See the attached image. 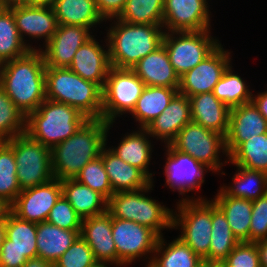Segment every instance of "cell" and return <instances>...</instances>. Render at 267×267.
<instances>
[{"label": "cell", "mask_w": 267, "mask_h": 267, "mask_svg": "<svg viewBox=\"0 0 267 267\" xmlns=\"http://www.w3.org/2000/svg\"><path fill=\"white\" fill-rule=\"evenodd\" d=\"M45 69L41 48L4 62L0 69V87L25 117L46 99Z\"/></svg>", "instance_id": "obj_1"}, {"label": "cell", "mask_w": 267, "mask_h": 267, "mask_svg": "<svg viewBox=\"0 0 267 267\" xmlns=\"http://www.w3.org/2000/svg\"><path fill=\"white\" fill-rule=\"evenodd\" d=\"M113 123L88 119L74 135L51 149L52 172L59 180L73 179L82 168L101 155Z\"/></svg>", "instance_id": "obj_2"}, {"label": "cell", "mask_w": 267, "mask_h": 267, "mask_svg": "<svg viewBox=\"0 0 267 267\" xmlns=\"http://www.w3.org/2000/svg\"><path fill=\"white\" fill-rule=\"evenodd\" d=\"M112 24L105 39L112 67L131 69L162 45V25L129 24L117 18Z\"/></svg>", "instance_id": "obj_3"}, {"label": "cell", "mask_w": 267, "mask_h": 267, "mask_svg": "<svg viewBox=\"0 0 267 267\" xmlns=\"http://www.w3.org/2000/svg\"><path fill=\"white\" fill-rule=\"evenodd\" d=\"M46 99L77 108L88 119H102V88L69 68L45 69Z\"/></svg>", "instance_id": "obj_4"}, {"label": "cell", "mask_w": 267, "mask_h": 267, "mask_svg": "<svg viewBox=\"0 0 267 267\" xmlns=\"http://www.w3.org/2000/svg\"><path fill=\"white\" fill-rule=\"evenodd\" d=\"M87 120L77 108L45 99L26 117L25 133L34 141L52 149L74 135Z\"/></svg>", "instance_id": "obj_5"}, {"label": "cell", "mask_w": 267, "mask_h": 267, "mask_svg": "<svg viewBox=\"0 0 267 267\" xmlns=\"http://www.w3.org/2000/svg\"><path fill=\"white\" fill-rule=\"evenodd\" d=\"M153 182L137 191L117 192L109 199L107 212L111 217L134 221L147 226L159 237L163 235L161 230L173 229V211L159 204L158 200L145 196V193L153 190Z\"/></svg>", "instance_id": "obj_6"}, {"label": "cell", "mask_w": 267, "mask_h": 267, "mask_svg": "<svg viewBox=\"0 0 267 267\" xmlns=\"http://www.w3.org/2000/svg\"><path fill=\"white\" fill-rule=\"evenodd\" d=\"M177 211L173 212V228L181 226L179 238L203 260L211 242V201L202 197L182 198L177 203Z\"/></svg>", "instance_id": "obj_7"}, {"label": "cell", "mask_w": 267, "mask_h": 267, "mask_svg": "<svg viewBox=\"0 0 267 267\" xmlns=\"http://www.w3.org/2000/svg\"><path fill=\"white\" fill-rule=\"evenodd\" d=\"M144 87L132 69L111 66L102 88V119L114 123L120 115L131 113Z\"/></svg>", "instance_id": "obj_8"}, {"label": "cell", "mask_w": 267, "mask_h": 267, "mask_svg": "<svg viewBox=\"0 0 267 267\" xmlns=\"http://www.w3.org/2000/svg\"><path fill=\"white\" fill-rule=\"evenodd\" d=\"M18 184L22 190L45 184L54 178L51 149L26 133L13 137Z\"/></svg>", "instance_id": "obj_9"}, {"label": "cell", "mask_w": 267, "mask_h": 267, "mask_svg": "<svg viewBox=\"0 0 267 267\" xmlns=\"http://www.w3.org/2000/svg\"><path fill=\"white\" fill-rule=\"evenodd\" d=\"M210 29L195 32H164L162 45L179 77L198 65L220 43Z\"/></svg>", "instance_id": "obj_10"}, {"label": "cell", "mask_w": 267, "mask_h": 267, "mask_svg": "<svg viewBox=\"0 0 267 267\" xmlns=\"http://www.w3.org/2000/svg\"><path fill=\"white\" fill-rule=\"evenodd\" d=\"M169 145L204 164L209 171L217 173L223 166L219 158L220 150L228 157L225 137L193 121L186 124Z\"/></svg>", "instance_id": "obj_11"}, {"label": "cell", "mask_w": 267, "mask_h": 267, "mask_svg": "<svg viewBox=\"0 0 267 267\" xmlns=\"http://www.w3.org/2000/svg\"><path fill=\"white\" fill-rule=\"evenodd\" d=\"M6 238L0 250V267H23L37 257V224L22 220L8 210L4 216Z\"/></svg>", "instance_id": "obj_12"}, {"label": "cell", "mask_w": 267, "mask_h": 267, "mask_svg": "<svg viewBox=\"0 0 267 267\" xmlns=\"http://www.w3.org/2000/svg\"><path fill=\"white\" fill-rule=\"evenodd\" d=\"M112 236L117 251V266L132 264L154 253L159 236L134 221L112 217Z\"/></svg>", "instance_id": "obj_13"}, {"label": "cell", "mask_w": 267, "mask_h": 267, "mask_svg": "<svg viewBox=\"0 0 267 267\" xmlns=\"http://www.w3.org/2000/svg\"><path fill=\"white\" fill-rule=\"evenodd\" d=\"M232 56L220 44L198 65L180 77L179 93L188 98L212 92L230 65Z\"/></svg>", "instance_id": "obj_14"}, {"label": "cell", "mask_w": 267, "mask_h": 267, "mask_svg": "<svg viewBox=\"0 0 267 267\" xmlns=\"http://www.w3.org/2000/svg\"><path fill=\"white\" fill-rule=\"evenodd\" d=\"M61 195V180L53 178L45 184L22 190L9 210L22 220L38 224L46 221Z\"/></svg>", "instance_id": "obj_15"}, {"label": "cell", "mask_w": 267, "mask_h": 267, "mask_svg": "<svg viewBox=\"0 0 267 267\" xmlns=\"http://www.w3.org/2000/svg\"><path fill=\"white\" fill-rule=\"evenodd\" d=\"M208 8L207 0H164V32H195L211 29L209 17L211 14Z\"/></svg>", "instance_id": "obj_16"}, {"label": "cell", "mask_w": 267, "mask_h": 267, "mask_svg": "<svg viewBox=\"0 0 267 267\" xmlns=\"http://www.w3.org/2000/svg\"><path fill=\"white\" fill-rule=\"evenodd\" d=\"M167 161L164 166L166 186L173 191L177 190L180 195L201 188L204 183V173L208 167L196 161L188 154L177 151L169 144L165 146Z\"/></svg>", "instance_id": "obj_17"}, {"label": "cell", "mask_w": 267, "mask_h": 267, "mask_svg": "<svg viewBox=\"0 0 267 267\" xmlns=\"http://www.w3.org/2000/svg\"><path fill=\"white\" fill-rule=\"evenodd\" d=\"M90 28L59 24L52 38L41 49L45 65L54 68H69L74 55L84 43L93 37Z\"/></svg>", "instance_id": "obj_18"}, {"label": "cell", "mask_w": 267, "mask_h": 267, "mask_svg": "<svg viewBox=\"0 0 267 267\" xmlns=\"http://www.w3.org/2000/svg\"><path fill=\"white\" fill-rule=\"evenodd\" d=\"M80 236L91 248L95 260L101 264L117 267V251L112 236V217L103 214L82 219Z\"/></svg>", "instance_id": "obj_19"}, {"label": "cell", "mask_w": 267, "mask_h": 267, "mask_svg": "<svg viewBox=\"0 0 267 267\" xmlns=\"http://www.w3.org/2000/svg\"><path fill=\"white\" fill-rule=\"evenodd\" d=\"M15 23L23 41L24 35L32 39H43L45 44L52 38L58 27V21L52 7L28 6L22 3L13 4Z\"/></svg>", "instance_id": "obj_20"}, {"label": "cell", "mask_w": 267, "mask_h": 267, "mask_svg": "<svg viewBox=\"0 0 267 267\" xmlns=\"http://www.w3.org/2000/svg\"><path fill=\"white\" fill-rule=\"evenodd\" d=\"M267 133V120L252 102L230 108L229 128L225 136L227 155L250 137Z\"/></svg>", "instance_id": "obj_21"}, {"label": "cell", "mask_w": 267, "mask_h": 267, "mask_svg": "<svg viewBox=\"0 0 267 267\" xmlns=\"http://www.w3.org/2000/svg\"><path fill=\"white\" fill-rule=\"evenodd\" d=\"M106 49L93 36L79 47L69 69L84 80L94 82L103 88L111 67L109 51Z\"/></svg>", "instance_id": "obj_22"}, {"label": "cell", "mask_w": 267, "mask_h": 267, "mask_svg": "<svg viewBox=\"0 0 267 267\" xmlns=\"http://www.w3.org/2000/svg\"><path fill=\"white\" fill-rule=\"evenodd\" d=\"M191 121L190 99L178 92L163 112L146 127V130L151 137L161 139L164 144H170L177 133Z\"/></svg>", "instance_id": "obj_23"}, {"label": "cell", "mask_w": 267, "mask_h": 267, "mask_svg": "<svg viewBox=\"0 0 267 267\" xmlns=\"http://www.w3.org/2000/svg\"><path fill=\"white\" fill-rule=\"evenodd\" d=\"M131 69L144 82L145 86L179 89L180 77L170 63L168 53L163 45L139 60Z\"/></svg>", "instance_id": "obj_24"}, {"label": "cell", "mask_w": 267, "mask_h": 267, "mask_svg": "<svg viewBox=\"0 0 267 267\" xmlns=\"http://www.w3.org/2000/svg\"><path fill=\"white\" fill-rule=\"evenodd\" d=\"M100 156L114 193L137 191L154 182L142 170L124 162L106 146Z\"/></svg>", "instance_id": "obj_25"}, {"label": "cell", "mask_w": 267, "mask_h": 267, "mask_svg": "<svg viewBox=\"0 0 267 267\" xmlns=\"http://www.w3.org/2000/svg\"><path fill=\"white\" fill-rule=\"evenodd\" d=\"M189 99L192 121L225 137L229 128L230 108L212 92L193 95Z\"/></svg>", "instance_id": "obj_26"}, {"label": "cell", "mask_w": 267, "mask_h": 267, "mask_svg": "<svg viewBox=\"0 0 267 267\" xmlns=\"http://www.w3.org/2000/svg\"><path fill=\"white\" fill-rule=\"evenodd\" d=\"M81 230H65L48 221L37 224V257L54 264L80 236Z\"/></svg>", "instance_id": "obj_27"}, {"label": "cell", "mask_w": 267, "mask_h": 267, "mask_svg": "<svg viewBox=\"0 0 267 267\" xmlns=\"http://www.w3.org/2000/svg\"><path fill=\"white\" fill-rule=\"evenodd\" d=\"M62 195L82 218L103 214L108 200L100 193L78 182L75 178L61 180Z\"/></svg>", "instance_id": "obj_28"}, {"label": "cell", "mask_w": 267, "mask_h": 267, "mask_svg": "<svg viewBox=\"0 0 267 267\" xmlns=\"http://www.w3.org/2000/svg\"><path fill=\"white\" fill-rule=\"evenodd\" d=\"M139 130L127 133L117 147L109 149L124 162L142 170L153 181V173L148 169L153 152L151 140H148L151 136L146 129L139 128Z\"/></svg>", "instance_id": "obj_29"}, {"label": "cell", "mask_w": 267, "mask_h": 267, "mask_svg": "<svg viewBox=\"0 0 267 267\" xmlns=\"http://www.w3.org/2000/svg\"><path fill=\"white\" fill-rule=\"evenodd\" d=\"M224 213L230 229L239 242H249L252 201L226 195L221 189L213 199Z\"/></svg>", "instance_id": "obj_30"}, {"label": "cell", "mask_w": 267, "mask_h": 267, "mask_svg": "<svg viewBox=\"0 0 267 267\" xmlns=\"http://www.w3.org/2000/svg\"><path fill=\"white\" fill-rule=\"evenodd\" d=\"M164 236L158 238L154 255L147 267H199L202 259L179 237L166 243ZM156 253V255H155ZM161 254V255H160Z\"/></svg>", "instance_id": "obj_31"}, {"label": "cell", "mask_w": 267, "mask_h": 267, "mask_svg": "<svg viewBox=\"0 0 267 267\" xmlns=\"http://www.w3.org/2000/svg\"><path fill=\"white\" fill-rule=\"evenodd\" d=\"M179 91L176 88L145 86L135 108L130 113L140 128L146 127L169 105Z\"/></svg>", "instance_id": "obj_32"}, {"label": "cell", "mask_w": 267, "mask_h": 267, "mask_svg": "<svg viewBox=\"0 0 267 267\" xmlns=\"http://www.w3.org/2000/svg\"><path fill=\"white\" fill-rule=\"evenodd\" d=\"M53 10L58 24L96 27L103 22L95 0H55Z\"/></svg>", "instance_id": "obj_33"}, {"label": "cell", "mask_w": 267, "mask_h": 267, "mask_svg": "<svg viewBox=\"0 0 267 267\" xmlns=\"http://www.w3.org/2000/svg\"><path fill=\"white\" fill-rule=\"evenodd\" d=\"M211 242L203 260L224 261L239 243L222 210L211 199Z\"/></svg>", "instance_id": "obj_34"}, {"label": "cell", "mask_w": 267, "mask_h": 267, "mask_svg": "<svg viewBox=\"0 0 267 267\" xmlns=\"http://www.w3.org/2000/svg\"><path fill=\"white\" fill-rule=\"evenodd\" d=\"M227 160L242 168L267 173V133L255 135L240 143Z\"/></svg>", "instance_id": "obj_35"}, {"label": "cell", "mask_w": 267, "mask_h": 267, "mask_svg": "<svg viewBox=\"0 0 267 267\" xmlns=\"http://www.w3.org/2000/svg\"><path fill=\"white\" fill-rule=\"evenodd\" d=\"M237 168L232 178L233 186L220 188L226 195L254 201L267 193V173L240 166Z\"/></svg>", "instance_id": "obj_36"}, {"label": "cell", "mask_w": 267, "mask_h": 267, "mask_svg": "<svg viewBox=\"0 0 267 267\" xmlns=\"http://www.w3.org/2000/svg\"><path fill=\"white\" fill-rule=\"evenodd\" d=\"M35 48L21 38L12 10H0V61L4 63L16 59Z\"/></svg>", "instance_id": "obj_37"}, {"label": "cell", "mask_w": 267, "mask_h": 267, "mask_svg": "<svg viewBox=\"0 0 267 267\" xmlns=\"http://www.w3.org/2000/svg\"><path fill=\"white\" fill-rule=\"evenodd\" d=\"M13 138L0 141V200L10 207L21 192L16 174Z\"/></svg>", "instance_id": "obj_38"}, {"label": "cell", "mask_w": 267, "mask_h": 267, "mask_svg": "<svg viewBox=\"0 0 267 267\" xmlns=\"http://www.w3.org/2000/svg\"><path fill=\"white\" fill-rule=\"evenodd\" d=\"M233 71L230 64L212 91L229 108L249 103L253 96L244 80Z\"/></svg>", "instance_id": "obj_39"}, {"label": "cell", "mask_w": 267, "mask_h": 267, "mask_svg": "<svg viewBox=\"0 0 267 267\" xmlns=\"http://www.w3.org/2000/svg\"><path fill=\"white\" fill-rule=\"evenodd\" d=\"M164 0H126L117 19L129 24L163 26Z\"/></svg>", "instance_id": "obj_40"}, {"label": "cell", "mask_w": 267, "mask_h": 267, "mask_svg": "<svg viewBox=\"0 0 267 267\" xmlns=\"http://www.w3.org/2000/svg\"><path fill=\"white\" fill-rule=\"evenodd\" d=\"M26 117L0 87V141L25 134Z\"/></svg>", "instance_id": "obj_41"}, {"label": "cell", "mask_w": 267, "mask_h": 267, "mask_svg": "<svg viewBox=\"0 0 267 267\" xmlns=\"http://www.w3.org/2000/svg\"><path fill=\"white\" fill-rule=\"evenodd\" d=\"M75 179L100 193L107 200L114 194L101 156L87 163Z\"/></svg>", "instance_id": "obj_42"}, {"label": "cell", "mask_w": 267, "mask_h": 267, "mask_svg": "<svg viewBox=\"0 0 267 267\" xmlns=\"http://www.w3.org/2000/svg\"><path fill=\"white\" fill-rule=\"evenodd\" d=\"M97 264L91 248L79 236L53 264V267H95Z\"/></svg>", "instance_id": "obj_43"}, {"label": "cell", "mask_w": 267, "mask_h": 267, "mask_svg": "<svg viewBox=\"0 0 267 267\" xmlns=\"http://www.w3.org/2000/svg\"><path fill=\"white\" fill-rule=\"evenodd\" d=\"M46 221L65 230H81L82 225V218L63 195L52 207Z\"/></svg>", "instance_id": "obj_44"}, {"label": "cell", "mask_w": 267, "mask_h": 267, "mask_svg": "<svg viewBox=\"0 0 267 267\" xmlns=\"http://www.w3.org/2000/svg\"><path fill=\"white\" fill-rule=\"evenodd\" d=\"M224 262L228 267H261L256 242H239Z\"/></svg>", "instance_id": "obj_45"}, {"label": "cell", "mask_w": 267, "mask_h": 267, "mask_svg": "<svg viewBox=\"0 0 267 267\" xmlns=\"http://www.w3.org/2000/svg\"><path fill=\"white\" fill-rule=\"evenodd\" d=\"M267 239V193L252 201L249 242Z\"/></svg>", "instance_id": "obj_46"}, {"label": "cell", "mask_w": 267, "mask_h": 267, "mask_svg": "<svg viewBox=\"0 0 267 267\" xmlns=\"http://www.w3.org/2000/svg\"><path fill=\"white\" fill-rule=\"evenodd\" d=\"M97 10L104 21L117 18L125 7L126 0H95Z\"/></svg>", "instance_id": "obj_47"}, {"label": "cell", "mask_w": 267, "mask_h": 267, "mask_svg": "<svg viewBox=\"0 0 267 267\" xmlns=\"http://www.w3.org/2000/svg\"><path fill=\"white\" fill-rule=\"evenodd\" d=\"M251 102L255 105L260 114L267 120V90L255 96L253 95Z\"/></svg>", "instance_id": "obj_48"}, {"label": "cell", "mask_w": 267, "mask_h": 267, "mask_svg": "<svg viewBox=\"0 0 267 267\" xmlns=\"http://www.w3.org/2000/svg\"><path fill=\"white\" fill-rule=\"evenodd\" d=\"M260 254V266L267 267V239L256 242Z\"/></svg>", "instance_id": "obj_49"}, {"label": "cell", "mask_w": 267, "mask_h": 267, "mask_svg": "<svg viewBox=\"0 0 267 267\" xmlns=\"http://www.w3.org/2000/svg\"><path fill=\"white\" fill-rule=\"evenodd\" d=\"M23 267H53V264L41 257H34L28 259Z\"/></svg>", "instance_id": "obj_50"}, {"label": "cell", "mask_w": 267, "mask_h": 267, "mask_svg": "<svg viewBox=\"0 0 267 267\" xmlns=\"http://www.w3.org/2000/svg\"><path fill=\"white\" fill-rule=\"evenodd\" d=\"M21 3L28 6L53 7L55 0H23Z\"/></svg>", "instance_id": "obj_51"}, {"label": "cell", "mask_w": 267, "mask_h": 267, "mask_svg": "<svg viewBox=\"0 0 267 267\" xmlns=\"http://www.w3.org/2000/svg\"><path fill=\"white\" fill-rule=\"evenodd\" d=\"M201 265L203 267H228L224 261L202 260Z\"/></svg>", "instance_id": "obj_52"}, {"label": "cell", "mask_w": 267, "mask_h": 267, "mask_svg": "<svg viewBox=\"0 0 267 267\" xmlns=\"http://www.w3.org/2000/svg\"><path fill=\"white\" fill-rule=\"evenodd\" d=\"M5 238H6L5 221L2 220L0 221V250Z\"/></svg>", "instance_id": "obj_53"}, {"label": "cell", "mask_w": 267, "mask_h": 267, "mask_svg": "<svg viewBox=\"0 0 267 267\" xmlns=\"http://www.w3.org/2000/svg\"><path fill=\"white\" fill-rule=\"evenodd\" d=\"M8 210L9 207L0 200V221L4 220V216Z\"/></svg>", "instance_id": "obj_54"}, {"label": "cell", "mask_w": 267, "mask_h": 267, "mask_svg": "<svg viewBox=\"0 0 267 267\" xmlns=\"http://www.w3.org/2000/svg\"><path fill=\"white\" fill-rule=\"evenodd\" d=\"M13 4L10 2V0H0V10L8 9Z\"/></svg>", "instance_id": "obj_55"}, {"label": "cell", "mask_w": 267, "mask_h": 267, "mask_svg": "<svg viewBox=\"0 0 267 267\" xmlns=\"http://www.w3.org/2000/svg\"><path fill=\"white\" fill-rule=\"evenodd\" d=\"M23 0H10V2L12 3V4H19V3H21Z\"/></svg>", "instance_id": "obj_56"}, {"label": "cell", "mask_w": 267, "mask_h": 267, "mask_svg": "<svg viewBox=\"0 0 267 267\" xmlns=\"http://www.w3.org/2000/svg\"><path fill=\"white\" fill-rule=\"evenodd\" d=\"M107 264H101V263H98L95 267H108V265L106 266Z\"/></svg>", "instance_id": "obj_57"}]
</instances>
